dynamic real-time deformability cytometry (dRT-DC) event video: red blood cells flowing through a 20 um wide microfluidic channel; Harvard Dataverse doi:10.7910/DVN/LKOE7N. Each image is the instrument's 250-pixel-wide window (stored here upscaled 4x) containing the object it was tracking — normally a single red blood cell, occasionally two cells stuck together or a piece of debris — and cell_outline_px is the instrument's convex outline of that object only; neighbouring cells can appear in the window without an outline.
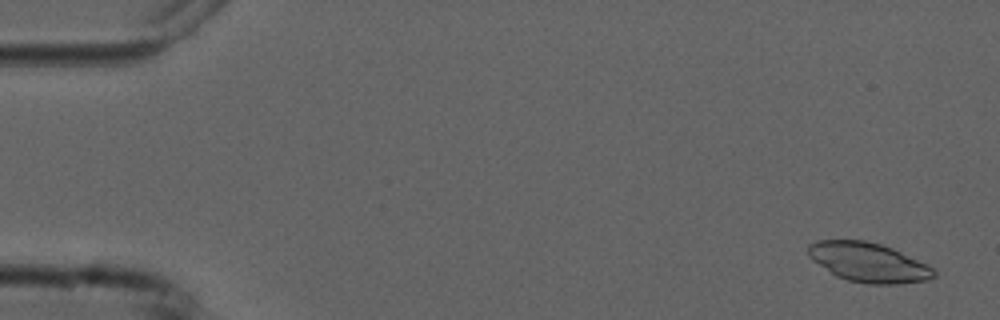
{"species": "common noctule bat (a hibernating species)", "species_latin": "Nyctalus noctula", "temperature_condition": "cold", "stored_images_in_passage": 6, "camera_frame_rate_fps": 3000, "um_per_image_px": 0.085, "animal": {"sex": "male", "forearm_length_mm": 52.5}, "frame": {"image": 1, "passage_image": 1, "time_ms": 0.0, "image_size_px": [1000, 320], "cell_outline_px": [[936, 276], [928, 280], [896, 284], [868, 284], [848, 280], [836, 276], [812, 260], [808, 256], [808, 244], [816, 240], [864, 240], [880, 244], [892, 248], [936, 268]], "centroid_in_image_um": [73.83, 22.3], "position_along_channel_um": 11.2, "area_um2": 28.96}}